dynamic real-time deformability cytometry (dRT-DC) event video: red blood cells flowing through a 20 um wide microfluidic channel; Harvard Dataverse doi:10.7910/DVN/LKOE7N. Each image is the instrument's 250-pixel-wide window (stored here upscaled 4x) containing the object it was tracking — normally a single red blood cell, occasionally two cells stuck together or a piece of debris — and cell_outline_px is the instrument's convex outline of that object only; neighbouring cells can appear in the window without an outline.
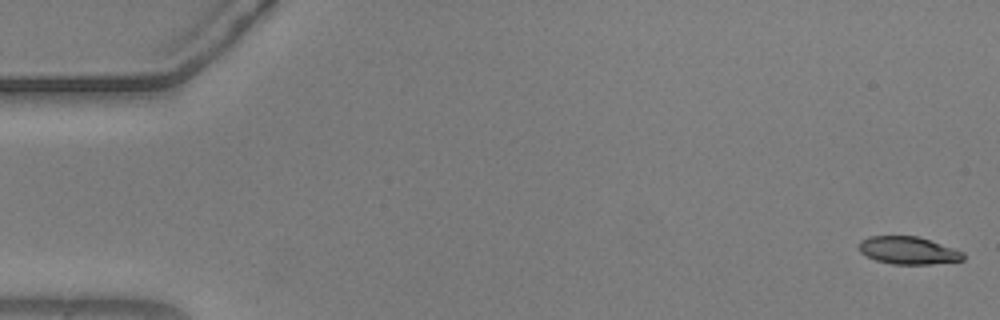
{"species": "common noctule bat (a hibernating species)", "species_latin": "Nyctalus noctula", "temperature_condition": "warm", "stored_images_in_passage": 33, "camera_frame_rate_fps": 3000, "um_per_image_px": 0.085, "animal": {"sex": "male", "body_mass_g": 20.5, "forearm_length_mm": 52.5}, "frame": {"image": 1, "passage_image": 1, "time_ms": 0.0, "image_size_px": [1000, 320], "cell_outline_px": [[964, 260], [932, 264], [892, 264], [876, 260], [860, 252], [856, 248], [856, 244], [860, 240], [868, 236], [916, 236], [964, 252]], "centroid_in_image_um": [77.13, 21.28], "position_along_channel_um": 7.9, "area_um2": 16.76}}
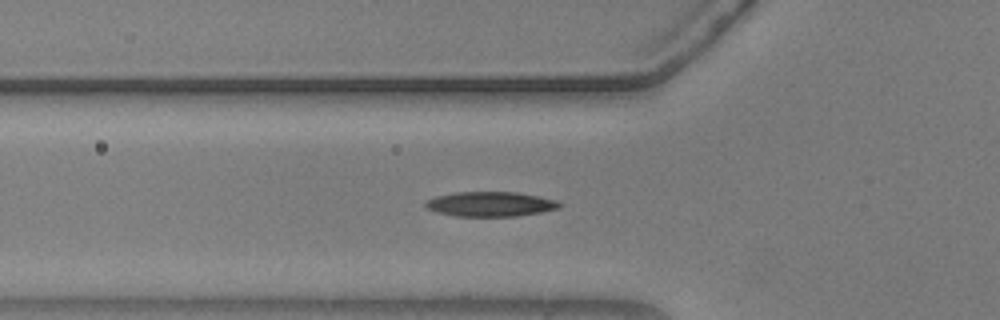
{"frame": {"image": 2, "passage_image": 19, "time_ms": 6.0, "image_size_px": [1000, 320], "cell_outline_px": [[560, 208], [540, 212], [516, 216], [456, 216], [436, 212], [428, 208], [424, 204], [424, 200], [436, 196], [456, 192], [516, 192], [540, 196], [556, 200], [560, 204]], "centroid_in_image_um": [41.66, 17.34], "position_along_channel_um": 84.1, "area_um2": 19.31}}
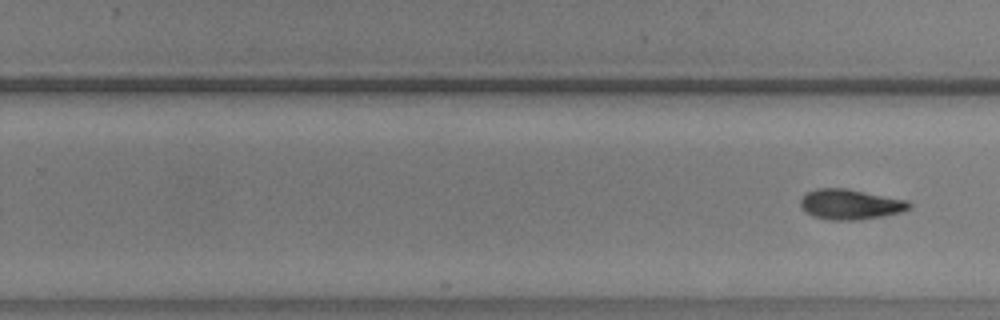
{"frame": {"image": 3, "passage_image": 33, "time_ms": 10.667, "image_size_px": [1000, 320], "cell_outline_px": [[912, 208], [900, 212], [884, 216], [860, 220], [828, 220], [812, 216], [800, 204], [800, 200], [808, 192], [816, 188], [844, 188], [908, 200], [912, 204]], "centroid_in_image_um": [72.31, 17.38], "position_along_channel_um": 257.5, "area_um2": 19.13}}